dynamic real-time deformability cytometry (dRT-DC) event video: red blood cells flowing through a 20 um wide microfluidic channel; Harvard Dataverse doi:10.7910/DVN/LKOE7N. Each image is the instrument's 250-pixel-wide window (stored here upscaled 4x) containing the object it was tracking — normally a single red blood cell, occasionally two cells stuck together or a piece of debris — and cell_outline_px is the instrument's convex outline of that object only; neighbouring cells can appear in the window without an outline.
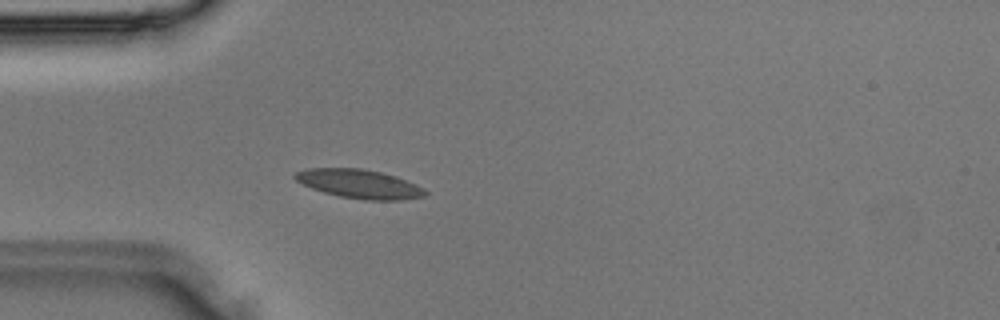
{"species": "Egyptian fruit bat (a non-hibernating species)", "species_latin": "Rousettus aegyptiacus", "temperature_condition": "room temperature", "stored_images_in_passage": 30, "camera_frame_rate_fps": 3000, "um_per_image_px": 0.085, "animal": {"sex": "male"}, "frame": {"image": 1, "passage_image": 4, "time_ms": 1.0, "image_size_px": [1000, 320], "cell_outline_px": [[428, 192], [424, 196], [400, 200], [364, 200], [340, 196], [324, 192], [312, 188], [296, 180], [292, 176], [296, 172], [308, 168], [360, 168], [380, 172], [396, 176], [416, 184], [424, 188]], "centroid_in_image_um": [30.56, 15.63], "position_along_channel_um": 54.4, "area_um2": 21.79}}
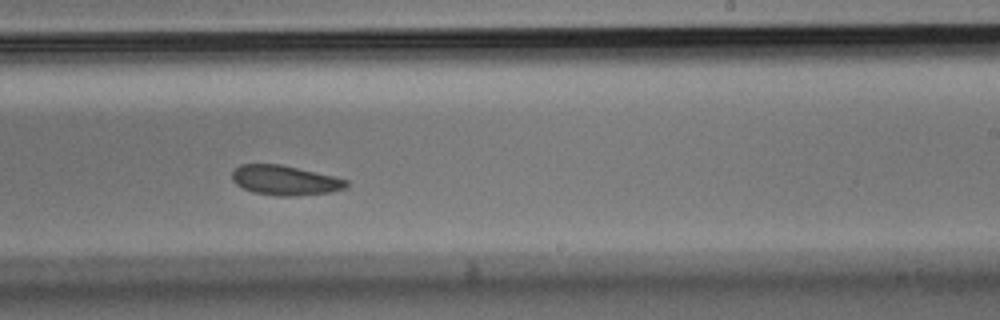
{"frame": {"image": 2, "passage_image": 16, "time_ms": 5.0, "image_size_px": [1000, 320], "cell_outline_px": [[348, 184], [344, 188], [332, 192], [296, 196], [276, 196], [252, 192], [236, 184], [232, 180], [232, 172], [240, 164], [280, 164], [332, 176], [348, 180]], "centroid_in_image_um": [24.2, 15.33], "position_along_channel_um": 264.8, "area_um2": 19.71}}
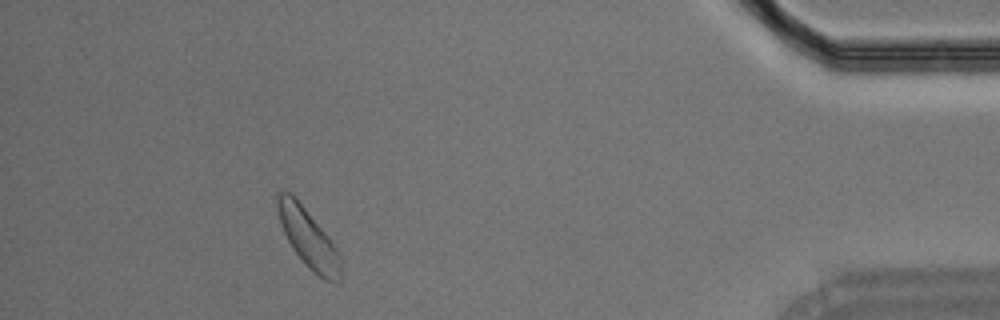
{"frame": {"image": 3, "passage_image": 27, "time_ms": 8.667, "image_size_px": [1000, 320], "cell_outline_px": [[340, 280], [336, 284], [324, 280], [292, 248], [280, 224], [276, 208], [276, 192], [292, 192], [296, 196], [328, 236], [340, 252]], "centroid_in_image_um": [26.19, 20.17], "position_along_channel_um": 409.0, "area_um2": 21.44}}